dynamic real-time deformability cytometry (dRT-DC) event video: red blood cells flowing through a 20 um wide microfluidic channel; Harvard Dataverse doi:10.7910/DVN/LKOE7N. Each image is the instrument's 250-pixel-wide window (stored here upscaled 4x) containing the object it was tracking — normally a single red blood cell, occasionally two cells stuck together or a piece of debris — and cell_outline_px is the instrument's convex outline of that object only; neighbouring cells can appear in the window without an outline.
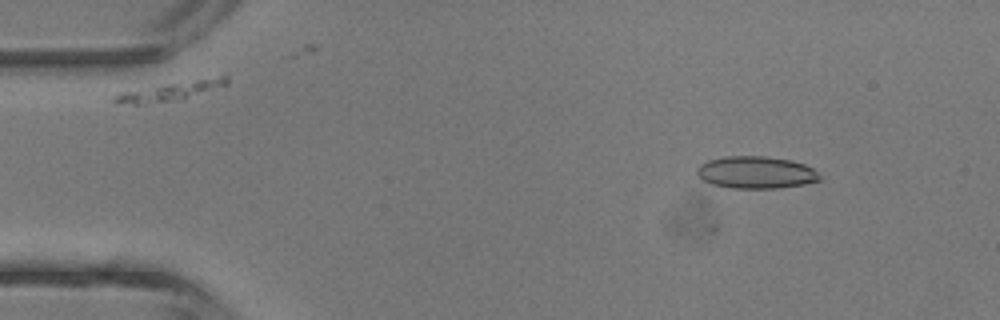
{"species": "common noctule bat (a hibernating species)", "species_latin": "Nyctalus noctula", "temperature_condition": "room temperature", "stored_images_in_passage": 44, "camera_frame_rate_fps": 3000, "um_per_image_px": 0.085, "animal": {"sex": "male", "body_mass_g": 13.3}, "frame": {"image": 1, "passage_image": 6, "time_ms": 1.667, "image_size_px": [1000, 320], "cell_outline_px": [[820, 180], [804, 184], [776, 188], [732, 188], [712, 184], [704, 180], [696, 172], [696, 168], [700, 164], [708, 160], [724, 156], [764, 156], [792, 160], [804, 164], [812, 168], [820, 176]], "centroid_in_image_um": [64.24, 14.65], "position_along_channel_um": 20.8, "area_um2": 22.95}}
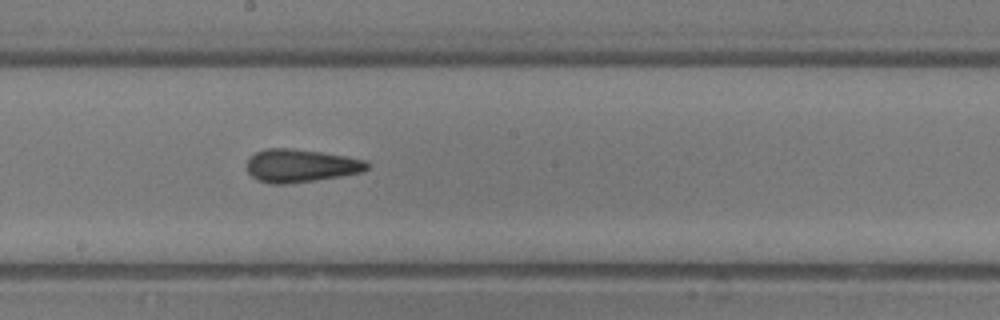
{"frame": {"image": 2, "passage_image": 24, "time_ms": 7.667, "image_size_px": [1000, 320], "cell_outline_px": [[368, 168], [360, 172], [340, 176], [284, 184], [272, 184], [256, 180], [248, 172], [248, 156], [264, 148], [292, 148], [348, 156], [368, 160]], "centroid_in_image_um": [25.54, 14.07], "position_along_channel_um": 222.7, "area_um2": 23.12}}
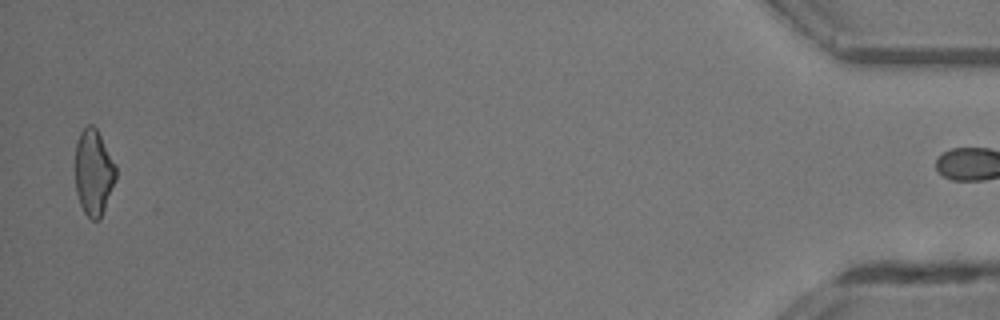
{"frame": {"image": 3, "passage_image": 43, "time_ms": 14.0, "image_size_px": [1000, 320], "cell_outline_px": [[116, 180], [100, 220], [92, 220], [84, 212], [80, 204], [76, 192], [76, 140], [80, 132], [88, 124], [92, 124], [96, 128], [116, 164]], "centroid_in_image_um": [7.97, 14.66], "position_along_channel_um": 427.2, "area_um2": 20.4}}